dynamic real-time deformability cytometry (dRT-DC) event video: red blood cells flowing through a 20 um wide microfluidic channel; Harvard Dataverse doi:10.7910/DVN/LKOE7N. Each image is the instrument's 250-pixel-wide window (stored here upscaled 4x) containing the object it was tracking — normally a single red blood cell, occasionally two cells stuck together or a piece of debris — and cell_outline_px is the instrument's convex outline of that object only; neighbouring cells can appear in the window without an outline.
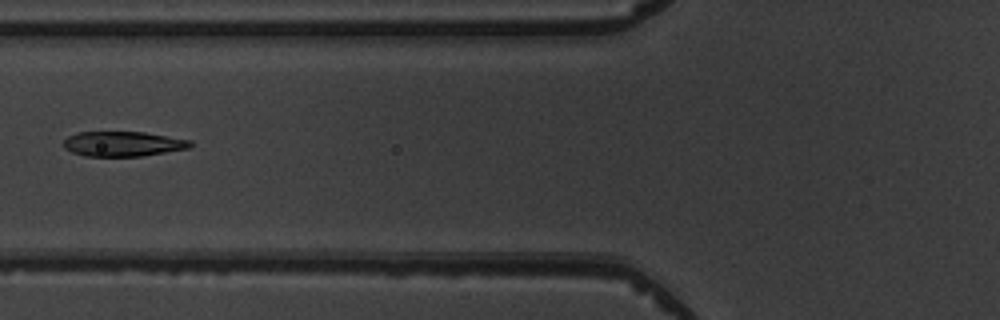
{"species": "common noctule bat (a hibernating species)", "species_latin": "Nyctalus noctula", "temperature_condition": "warm", "stored_images_in_passage": 6, "camera_frame_rate_fps": 3000, "um_per_image_px": 0.085, "animal": {"sex": "male", "body_mass_g": 19.5, "forearm_length_mm": 54.6}, "frame": {"image": 1, "passage_image": 6, "time_ms": 5.667, "image_size_px": [1000, 320], "cell_outline_px": [[192, 144], [188, 148], [140, 156], [84, 156], [72, 152], [64, 148], [64, 140], [68, 136], [80, 132], [144, 132], [192, 140]], "centroid_in_image_um": [10.44, 12.22], "position_along_channel_um": 115.4, "area_um2": 18.26}}